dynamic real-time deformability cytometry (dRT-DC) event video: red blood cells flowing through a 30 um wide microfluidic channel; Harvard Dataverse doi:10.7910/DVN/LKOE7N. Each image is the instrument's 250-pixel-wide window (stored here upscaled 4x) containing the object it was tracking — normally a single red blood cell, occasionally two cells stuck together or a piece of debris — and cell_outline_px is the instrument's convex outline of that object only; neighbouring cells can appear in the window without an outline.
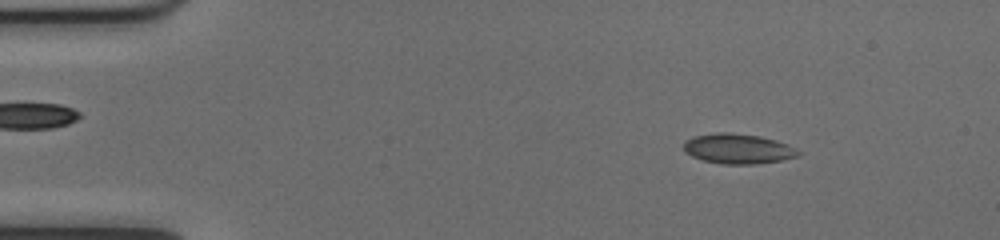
{"species": "common noctule bat (a hibernating species)", "species_latin": "Nyctalus noctula", "temperature_condition": "cold", "stored_images_in_passage": 50, "camera_frame_rate_fps": 3000, "um_per_image_px": 0.085, "animal": {"sex": "female", "body_mass_g": 17.0, "forearm_length_mm": 48.0}, "frame": {"image": 1, "passage_image": 6, "time_ms": 1.667, "image_size_px": [1000, 240], "cell_outline_px": [[804, 152], [800, 156], [780, 160], [756, 164], [720, 164], [704, 160], [692, 156], [684, 152], [684, 140], [692, 136], [716, 132], [732, 132], [760, 136], [776, 140], [788, 144]], "centroid_in_image_um": [62.75, 12.63], "position_along_channel_um": 22.3, "area_um2": 20.4}}
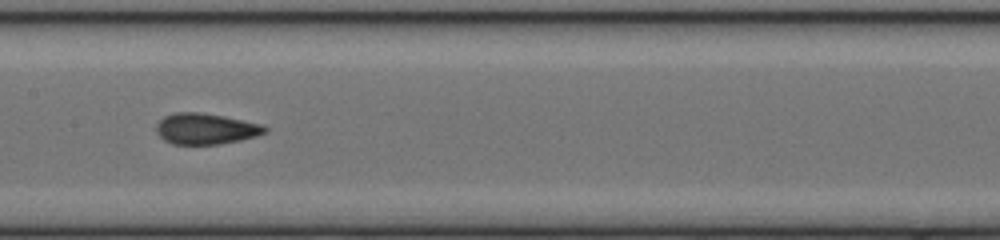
{"frame": {"image": 2, "passage_image": 25, "time_ms": 8.0, "image_size_px": [1000, 240], "cell_outline_px": [[268, 132], [256, 136], [240, 140], [220, 144], [172, 144], [164, 140], [156, 132], [156, 124], [164, 116], [176, 112], [200, 112], [224, 116], [260, 124], [268, 128]], "centroid_in_image_um": [17.47, 10.94], "position_along_channel_um": 189.9, "area_um2": 19.59}}
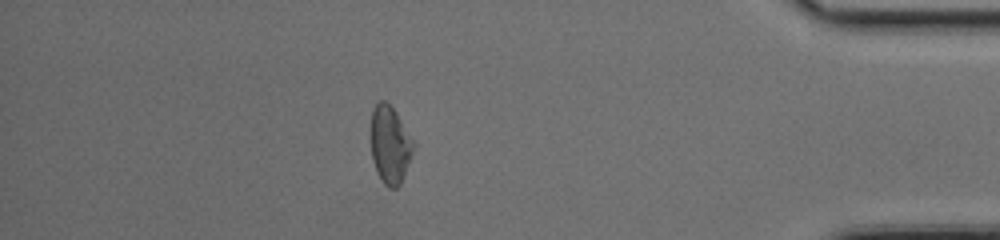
{"frame": {"image": 3, "passage_image": 44, "time_ms": 14.333, "image_size_px": [1000, 240], "cell_outline_px": [[416, 144], [400, 184], [396, 188], [388, 188], [384, 184], [376, 172], [372, 160], [368, 132], [372, 108], [380, 100], [384, 100], [396, 112]], "centroid_in_image_um": [33.1, 12.28], "position_along_channel_um": 402.1, "area_um2": 19.83}, "authors_computed_cell_mechanics": {"area_um2": 19.4208, "velocity_mm_per_s": 4.0098, "shape_relaxation_time_tau1_ms": 4.4567, "shape_relaxation_time_tau2_ms": 1.4018, "deformation_change_tau1": 0.1202, "deformation_change_tau2": 0.0556}}